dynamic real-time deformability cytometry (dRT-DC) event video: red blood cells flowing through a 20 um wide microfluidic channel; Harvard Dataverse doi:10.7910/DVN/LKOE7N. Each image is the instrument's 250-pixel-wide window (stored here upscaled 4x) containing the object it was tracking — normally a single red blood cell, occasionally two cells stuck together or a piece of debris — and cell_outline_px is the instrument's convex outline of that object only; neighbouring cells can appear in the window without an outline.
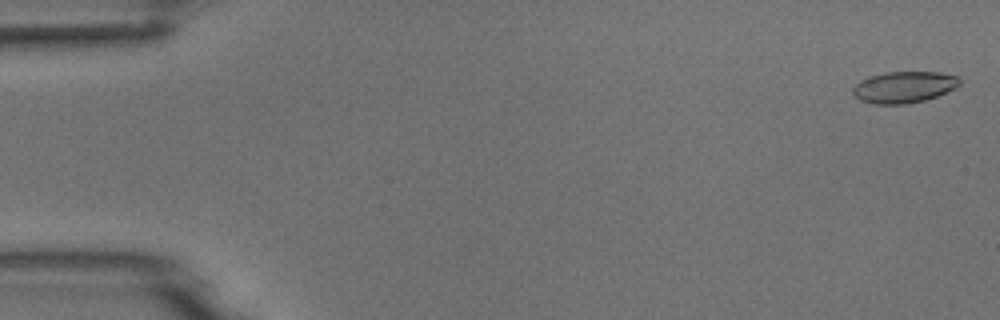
{"species": "common noctule bat (a hibernating species)", "species_latin": "Nyctalus noctula", "temperature_condition": "room temperature", "stored_images_in_passage": 4, "camera_frame_rate_fps": 3000, "um_per_image_px": 0.085, "animal": {"sex": "male", "body_mass_g": 18.8}, "frame": {"image": 1, "passage_image": 1, "time_ms": 0.0, "image_size_px": [1000, 320], "cell_outline_px": [[960, 84], [956, 88], [936, 96], [924, 100], [904, 104], [872, 104], [860, 100], [852, 92], [852, 88], [860, 80], [868, 76], [884, 72], [940, 72], [960, 76]], "centroid_in_image_um": [76.84, 7.39], "position_along_channel_um": 8.2, "area_um2": 19.71}}
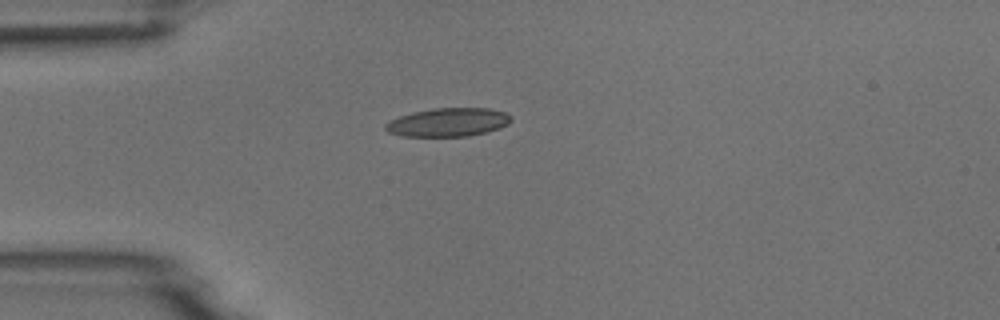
{"frame": {"image": 2, "passage_image": 4, "time_ms": 4.333, "image_size_px": [1000, 320], "cell_outline_px": [[512, 120], [508, 124], [500, 128], [468, 136], [400, 136], [388, 132], [384, 128], [384, 124], [400, 116], [412, 112], [432, 108], [488, 108], [504, 112], [512, 116]], "centroid_in_image_um": [38.09, 10.39], "position_along_channel_um": 46.9, "area_um2": 20.87}}